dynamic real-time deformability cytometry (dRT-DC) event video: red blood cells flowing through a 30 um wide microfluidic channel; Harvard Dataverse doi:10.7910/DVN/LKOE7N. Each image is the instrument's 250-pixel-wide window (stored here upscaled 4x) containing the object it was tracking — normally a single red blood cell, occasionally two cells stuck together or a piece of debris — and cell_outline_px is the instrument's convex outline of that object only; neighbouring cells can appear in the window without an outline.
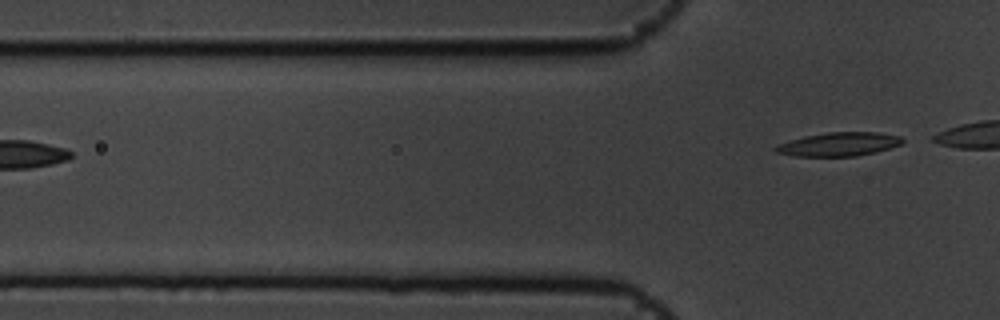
{"species": "common noctule bat (a hibernating species)", "species_latin": "Nyctalus noctula", "temperature_condition": "cold", "stored_images_in_passage": 6, "segment_of_instrument_passage": [2, 2], "camera_frame_rate_fps": 3000, "um_per_image_px": 0.085, "animal": {"sex": "male", "body_mass_g": 19.5, "forearm_length_mm": 54.6}, "frame": {"image": 1, "passage_image": 6, "time_ms": 1.667, "image_size_px": [1000, 320], "cell_outline_px": [[904, 140], [900, 144], [876, 152], [856, 156], [796, 156], [776, 152], [772, 148], [776, 144], [804, 136], [828, 132], [876, 132], [900, 136]], "centroid_in_image_um": [71.26, 12.25], "position_along_channel_um": 54.5, "area_um2": 17.46}}